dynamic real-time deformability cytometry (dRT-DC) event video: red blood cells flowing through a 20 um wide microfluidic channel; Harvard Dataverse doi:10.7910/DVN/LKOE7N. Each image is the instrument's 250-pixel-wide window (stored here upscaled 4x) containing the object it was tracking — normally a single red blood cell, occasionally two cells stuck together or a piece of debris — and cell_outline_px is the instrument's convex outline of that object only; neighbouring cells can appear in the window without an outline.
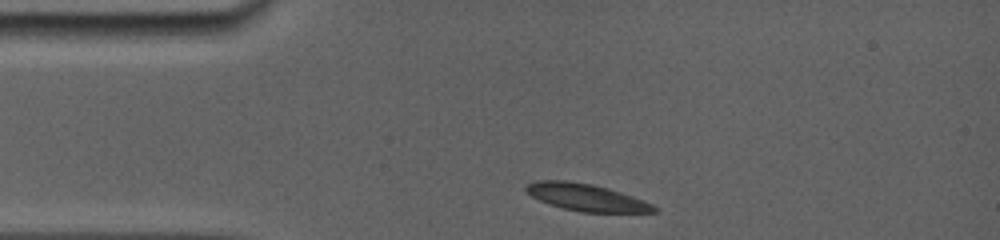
{"species": "common noctule bat (a hibernating species)", "species_latin": "Nyctalus noctula", "temperature_condition": "room temperature", "stored_images_in_passage": 5, "camera_frame_rate_fps": 5000, "um_per_image_px": 0.085, "animal": {"sex": "female", "body_mass_g": 19.0, "forearm_length_mm": 56.7}, "frame": {"image": 1, "passage_image": 1, "time_ms": 0.0, "image_size_px": [1000, 240], "cell_outline_px": [[660, 212], [580, 212], [548, 204], [532, 196], [524, 188], [528, 184], [536, 180], [568, 180], [592, 184], [608, 188], [632, 196], [652, 204], [660, 208]], "centroid_in_image_um": [49.86, 16.77], "position_along_channel_um": 35.1, "area_um2": 20.17}}
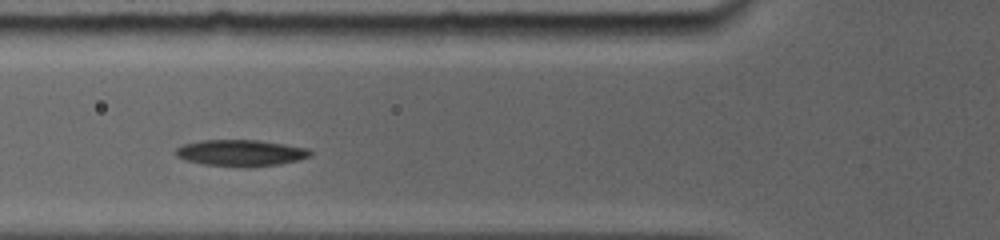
{"frame": {"image": 2, "passage_image": 4, "time_ms": 2.6, "image_size_px": [1000, 240], "cell_outline_px": [[312, 156], [300, 160], [280, 164], [244, 168], [204, 164], [184, 160], [176, 156], [176, 148], [184, 144], [200, 140], [260, 140], [308, 148], [312, 152]], "centroid_in_image_um": [20.49, 13.01], "position_along_channel_um": 105.3, "area_um2": 20.98}}
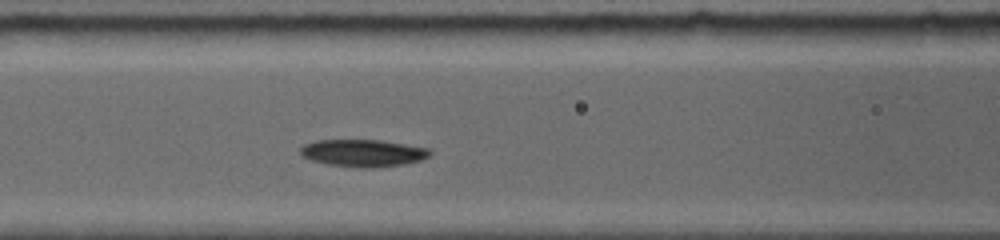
{"frame": {"image": 3, "passage_image": 5, "time_ms": 3.4, "image_size_px": [1000, 240], "cell_outline_px": [[432, 152], [428, 156], [420, 160], [404, 164], [376, 168], [364, 168], [328, 164], [312, 160], [300, 156], [300, 148], [304, 144], [316, 140], [380, 140], [428, 148]], "centroid_in_image_um": [30.83, 13.01], "position_along_channel_um": 135.8, "area_um2": 20.52}}